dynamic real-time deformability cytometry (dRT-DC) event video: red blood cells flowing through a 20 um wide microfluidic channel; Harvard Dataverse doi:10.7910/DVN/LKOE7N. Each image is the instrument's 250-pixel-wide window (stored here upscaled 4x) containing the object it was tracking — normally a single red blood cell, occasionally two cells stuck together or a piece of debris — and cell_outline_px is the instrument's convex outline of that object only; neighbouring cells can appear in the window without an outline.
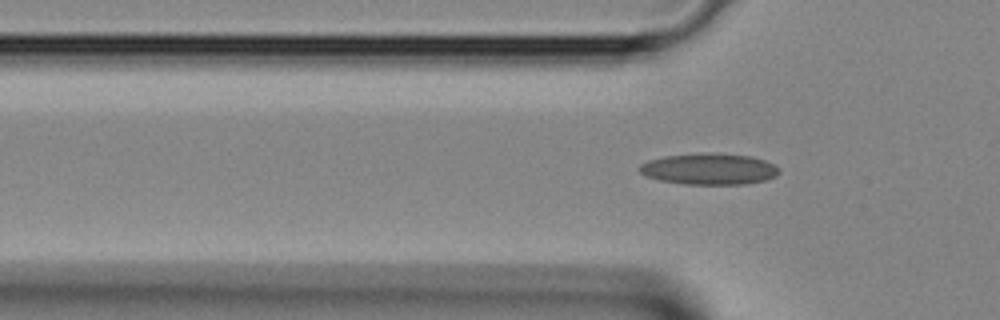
{"species": "Egyptian fruit bat (a non-hibernating species)", "species_latin": "Rousettus aegyptiacus", "temperature_condition": "room temperature", "stored_images_in_passage": 4, "camera_frame_rate_fps": 3000, "um_per_image_px": 0.085, "animal": {"sex": "female"}, "frame": {"image": 1, "passage_image": 4, "time_ms": 1.0, "image_size_px": [1000, 320], "cell_outline_px": [[780, 172], [776, 176], [764, 180], [744, 184], [684, 184], [660, 180], [648, 176], [640, 172], [640, 164], [648, 160], [664, 156], [700, 152], [720, 152], [752, 156], [764, 160], [780, 168]], "centroid_in_image_um": [60.3, 14.34], "position_along_channel_um": 65.5, "area_um2": 25.66}}